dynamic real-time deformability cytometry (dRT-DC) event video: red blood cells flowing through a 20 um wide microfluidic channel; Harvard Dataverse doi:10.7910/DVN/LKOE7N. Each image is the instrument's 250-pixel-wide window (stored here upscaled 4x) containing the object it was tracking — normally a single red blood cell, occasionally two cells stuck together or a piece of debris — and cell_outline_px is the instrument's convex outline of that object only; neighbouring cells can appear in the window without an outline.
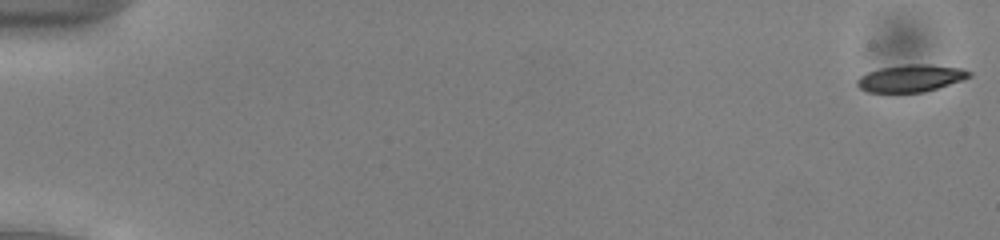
{"species": "common noctule bat (a hibernating species)", "species_latin": "Nyctalus noctula", "temperature_condition": "cold", "stored_images_in_passage": 54, "camera_frame_rate_fps": 3000, "um_per_image_px": 0.085, "animal": {"sex": "male", "body_mass_g": 13.0, "forearm_length_mm": 53.1}, "frame": {"image": 1, "passage_image": 1, "time_ms": 0.0, "image_size_px": [1000, 240], "cell_outline_px": [[972, 76], [964, 80], [924, 92], [868, 92], [860, 88], [856, 84], [856, 80], [860, 76], [868, 72], [880, 68], [912, 64], [928, 64], [960, 68], [972, 72]], "centroid_in_image_um": [77.44, 6.65], "position_along_channel_um": 7.6, "area_um2": 17.69}}
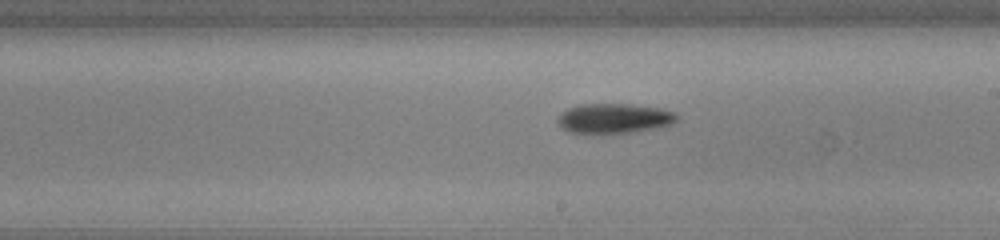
{"frame": {"image": 2, "passage_image": 32, "time_ms": 10.333, "image_size_px": [1000, 240], "cell_outline_px": [[680, 116], [672, 124], [656, 128], [636, 132], [600, 136], [568, 132], [556, 120], [568, 108], [580, 104], [628, 104], [660, 108], [676, 112]], "centroid_in_image_um": [52.22, 10.1], "position_along_channel_um": 236.8, "area_um2": 21.39}}
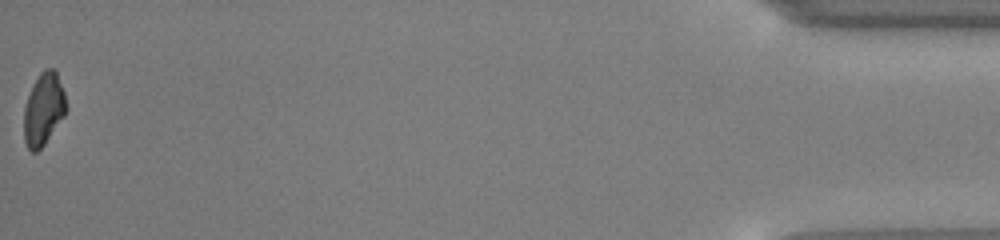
{"frame": {"image": 3, "passage_image": 54, "time_ms": 17.667, "image_size_px": [1000, 240], "cell_outline_px": [[68, 108], [64, 116], [44, 144], [36, 152], [32, 152], [28, 148], [24, 140], [24, 108], [32, 84], [40, 72], [44, 68], [52, 68], [56, 72], [64, 92]], "centroid_in_image_um": [3.7, 9.26], "position_along_channel_um": 431.5, "area_um2": 17.8}, "authors_computed_cell_mechanics": {"area_um2": 19.4208, "velocity_mm_per_s": 3.9032, "shape_relaxation_time_tau1_ms": 3.9054, "shape_relaxation_time_tau2_ms": null, "deformation_change_tau1": 0.13, "deformation_change_tau2": null}}